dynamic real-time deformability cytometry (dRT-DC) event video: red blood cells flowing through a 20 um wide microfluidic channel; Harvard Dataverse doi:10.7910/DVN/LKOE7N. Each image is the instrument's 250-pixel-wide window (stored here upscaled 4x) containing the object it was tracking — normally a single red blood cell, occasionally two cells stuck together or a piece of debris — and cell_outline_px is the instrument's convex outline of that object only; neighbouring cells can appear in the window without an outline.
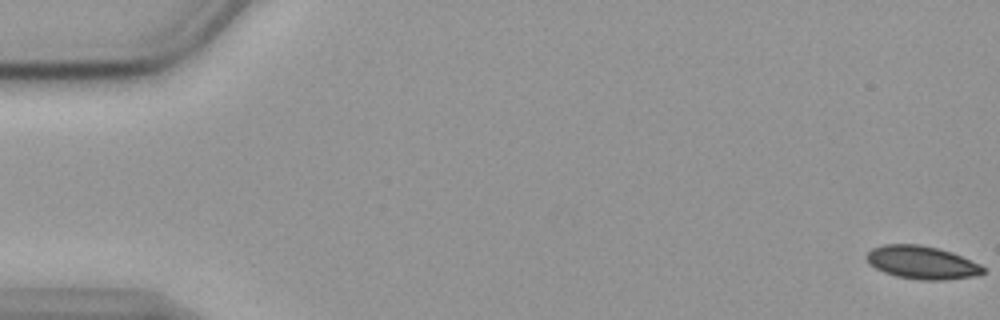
{"species": "common noctule bat (a hibernating species)", "species_latin": "Nyctalus noctula", "temperature_condition": "cold", "stored_images_in_passage": 57, "camera_frame_rate_fps": 3000, "um_per_image_px": 0.085, "animal": {"sex": "female", "body_mass_g": 19.9}, "frame": {"image": 1, "passage_image": 1, "time_ms": 0.0, "image_size_px": [1000, 320], "cell_outline_px": [[984, 272], [976, 276], [944, 280], [920, 280], [896, 276], [884, 272], [868, 264], [864, 256], [872, 248], [884, 244], [920, 244], [952, 252], [980, 264], [984, 268]], "centroid_in_image_um": [78.33, 22.31], "position_along_channel_um": 6.7, "area_um2": 22.54}}
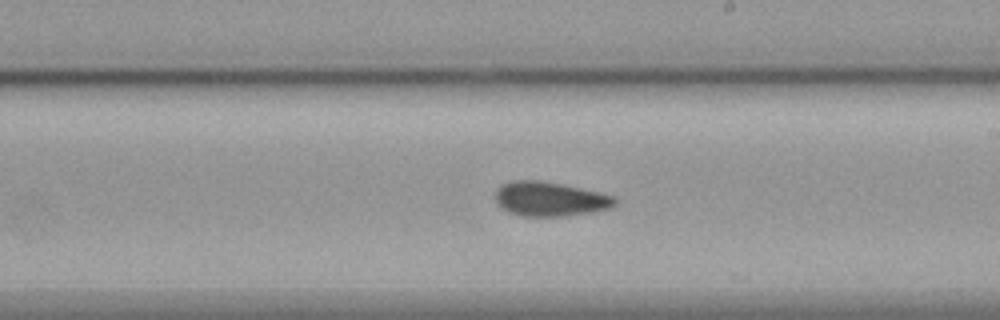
{"frame": {"image": 2, "passage_image": 33, "time_ms": 10.667, "image_size_px": [1000, 320], "cell_outline_px": [[616, 204], [612, 208], [592, 212], [564, 216], [524, 216], [508, 212], [500, 208], [496, 204], [496, 188], [512, 180], [536, 180], [560, 184], [600, 192], [616, 196]], "centroid_in_image_um": [46.75, 16.92], "position_along_channel_um": 242.3, "area_um2": 24.04}}
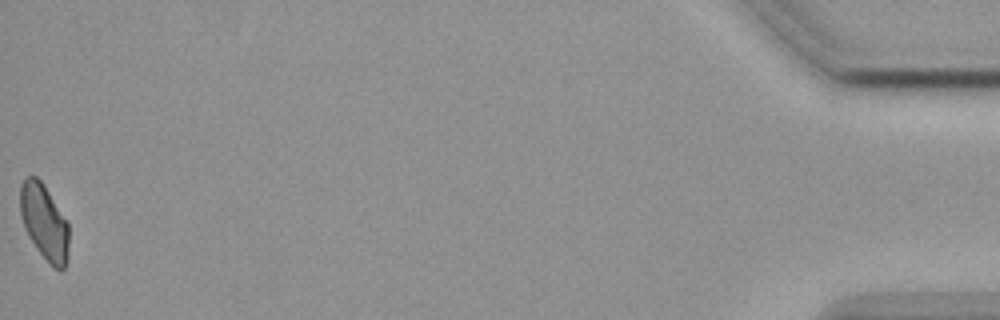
{"frame": {"image": 3, "passage_image": 57, "time_ms": 18.667, "image_size_px": [1000, 320], "cell_outline_px": [[68, 260], [64, 268], [60, 272], [52, 268], [36, 248], [28, 236], [24, 228], [20, 216], [20, 184], [24, 176], [36, 176], [40, 180], [48, 192], [68, 224]], "centroid_in_image_um": [3.74, 18.92], "position_along_channel_um": 431.5, "area_um2": 21.56}, "authors_computed_cell_mechanics": {"area_um2": 23.3512, "velocity_mm_per_s": 3.5811, "shape_relaxation_time_tau1_ms": null, "shape_relaxation_time_tau2_ms": 6.7576, "deformation_change_tau1": null, "deformation_change_tau2": 0.1168}}